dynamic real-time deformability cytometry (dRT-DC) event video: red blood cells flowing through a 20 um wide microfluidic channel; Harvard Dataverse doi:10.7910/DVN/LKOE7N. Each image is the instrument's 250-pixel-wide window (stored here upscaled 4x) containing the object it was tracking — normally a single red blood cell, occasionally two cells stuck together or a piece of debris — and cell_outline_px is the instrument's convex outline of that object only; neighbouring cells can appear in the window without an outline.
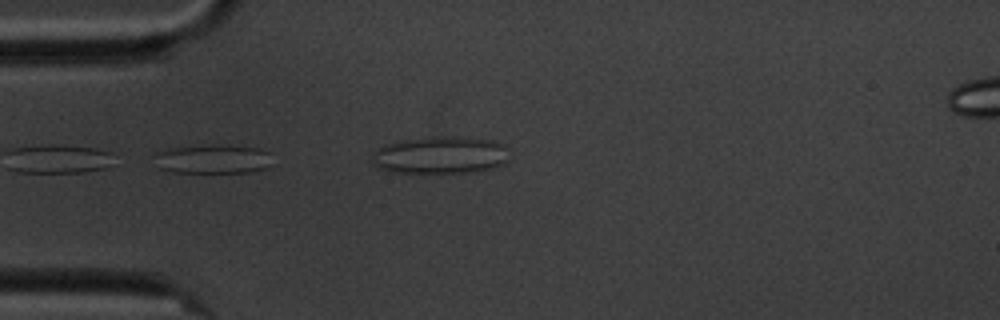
{"species": "common noctule bat (a hibernating species)", "species_latin": "Nyctalus noctula", "temperature_condition": "cold", "stored_images_in_passage": 9, "camera_frame_rate_fps": 3000, "um_per_image_px": 0.085, "animal": {"sex": "male", "body_mass_g": 20.1, "forearm_length_mm": 53.5}, "frame": {"image": 1, "passage_image": 2, "time_ms": 1.0, "image_size_px": [1000, 320], "cell_outline_px": [[272, 164], [264, 168], [248, 172], [172, 172], [160, 168], [152, 156], [156, 152], [172, 148], [216, 144], [228, 144], [260, 148], [268, 152]], "centroid_in_image_um": [18.1, 13.5], "position_along_channel_um": 66.9, "area_um2": 20.11}}
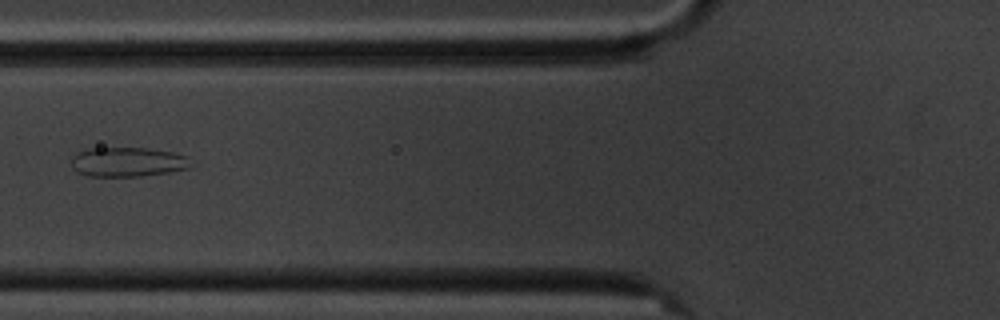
{"frame": {"image": 2, "passage_image": 4, "time_ms": 3.333, "image_size_px": [1000, 320], "cell_outline_px": [[196, 164], [188, 168], [168, 172], [140, 176], [88, 176], [76, 172], [72, 168], [72, 156], [76, 152], [88, 148], [148, 148], [172, 152], [188, 156]], "centroid_in_image_um": [10.87, 13.76], "position_along_channel_um": 114.9, "area_um2": 20.81}}
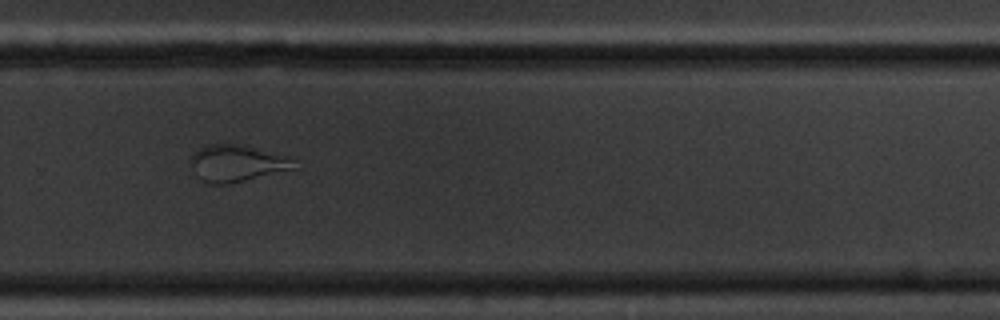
{"frame": {"image": 3, "passage_image": 9, "time_ms": 9.0, "image_size_px": [1000, 320], "cell_outline_px": [[296, 168], [228, 184], [208, 184], [200, 180], [196, 176], [188, 160], [200, 148], [208, 144], [236, 144], [284, 156], [292, 160]], "centroid_in_image_um": [20.03, 13.9], "position_along_channel_um": 309.8, "area_um2": 21.62}}